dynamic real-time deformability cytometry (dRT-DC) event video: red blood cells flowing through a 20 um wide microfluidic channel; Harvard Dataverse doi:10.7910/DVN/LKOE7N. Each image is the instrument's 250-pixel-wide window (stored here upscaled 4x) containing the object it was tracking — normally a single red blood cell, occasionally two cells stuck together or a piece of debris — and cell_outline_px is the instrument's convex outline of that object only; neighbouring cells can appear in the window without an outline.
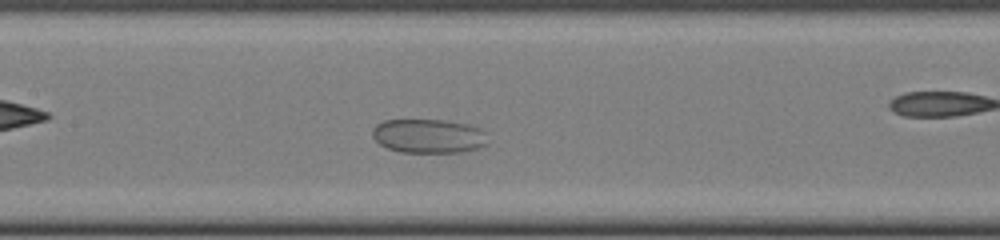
{"species": "common noctule bat (a hibernating species)", "species_latin": "Nyctalus noctula", "temperature_condition": "cold", "stored_images_in_passage": 39, "camera_frame_rate_fps": 3000, "um_per_image_px": 0.085, "animal": {"sex": "female", "body_mass_g": 22.0, "forearm_length_mm": 56.7}, "frame": {"image": 1, "passage_image": 12, "time_ms": 3.667, "image_size_px": [1000, 240], "cell_outline_px": [[488, 144], [476, 148], [460, 152], [400, 152], [388, 148], [380, 144], [372, 136], [372, 128], [376, 124], [384, 120], [444, 120], [468, 124], [480, 128], [484, 132]], "centroid_in_image_um": [36.41, 11.55], "position_along_channel_um": 171.0, "area_um2": 22.89}}